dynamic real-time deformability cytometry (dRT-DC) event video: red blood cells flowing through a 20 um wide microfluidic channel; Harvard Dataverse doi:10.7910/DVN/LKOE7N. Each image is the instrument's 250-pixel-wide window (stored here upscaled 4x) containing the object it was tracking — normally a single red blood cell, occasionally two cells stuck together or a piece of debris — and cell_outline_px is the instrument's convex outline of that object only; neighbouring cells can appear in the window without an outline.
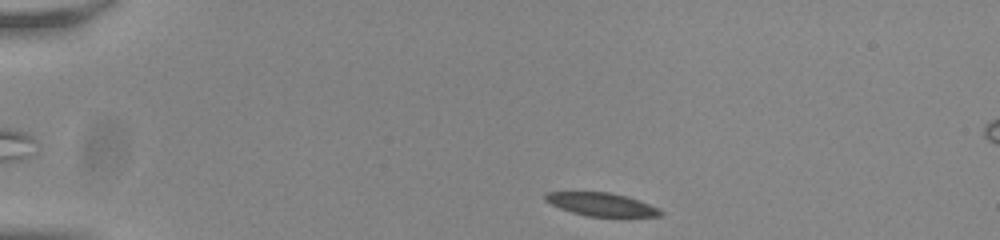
{"species": "common noctule bat (a hibernating species)", "species_latin": "Nyctalus noctula", "temperature_condition": "room temperature", "stored_images_in_passage": 46, "camera_frame_rate_fps": 3000, "um_per_image_px": 0.085, "animal": {"sex": "male", "body_mass_g": 20.0, "forearm_length_mm": 53.3}, "frame": {"image": 1, "passage_image": 2, "time_ms": 0.333, "image_size_px": [1000, 240], "cell_outline_px": [[664, 212], [660, 216], [588, 216], [572, 212], [560, 208], [544, 200], [544, 192], [608, 192], [624, 196], [660, 208]], "centroid_in_image_um": [51.09, 17.37], "position_along_channel_um": 33.9, "area_um2": 15.26}}
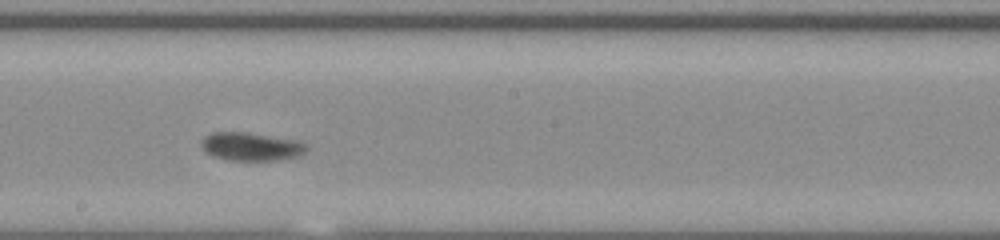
{"frame": {"image": 2, "passage_image": 23, "time_ms": 7.333, "image_size_px": [1000, 240], "cell_outline_px": [[308, 148], [304, 152], [296, 156], [280, 160], [224, 160], [212, 156], [204, 152], [200, 144], [200, 140], [204, 136], [212, 132], [248, 132], [296, 140], [308, 144]], "centroid_in_image_um": [21.29, 12.45], "position_along_channel_um": 226.9, "area_um2": 17.57}}
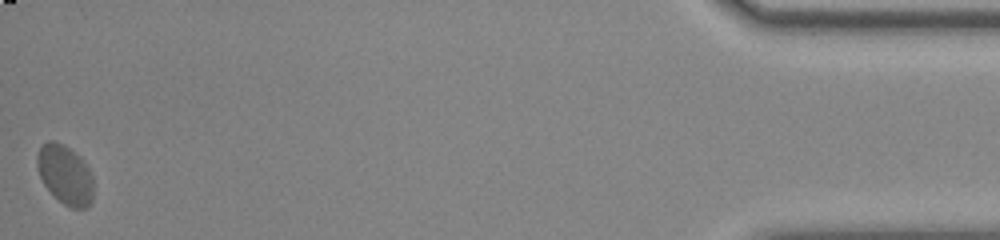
{"frame": {"image": 3, "passage_image": 46, "time_ms": 15.0, "image_size_px": [1000, 240], "cell_outline_px": [[92, 200], [88, 208], [72, 208], [64, 204], [44, 184], [40, 176], [36, 164], [36, 156], [40, 148], [48, 140], [52, 140], [64, 144], [80, 156], [84, 160], [92, 176]], "centroid_in_image_um": [5.54, 14.83], "position_along_channel_um": 429.7, "area_um2": 19.31}, "authors_computed_cell_mechanics": {"area_um2": 16.9643, "velocity_mm_per_s": 3.7328, "shape_relaxation_time_tau1_ms": 3.1341, "shape_relaxation_time_tau2_ms": null, "deformation_change_tau1": 0.0841, "deformation_change_tau2": null}}